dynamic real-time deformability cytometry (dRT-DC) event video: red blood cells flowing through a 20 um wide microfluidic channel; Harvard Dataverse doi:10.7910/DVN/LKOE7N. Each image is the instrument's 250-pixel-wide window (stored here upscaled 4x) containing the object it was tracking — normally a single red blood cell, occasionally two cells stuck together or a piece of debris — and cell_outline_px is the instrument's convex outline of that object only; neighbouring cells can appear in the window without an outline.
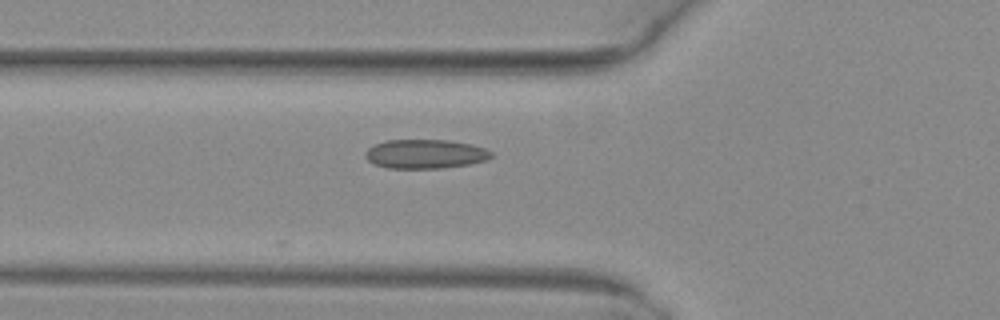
{"species": "common noctule bat (a hibernating species)", "species_latin": "Nyctalus noctula", "temperature_condition": "warm", "stored_images_in_passage": 5, "camera_frame_rate_fps": 3000, "um_per_image_px": 0.085, "animal": {"sex": "female", "body_mass_g": 29.2, "forearm_length_mm": 56.3}, "frame": {"image": 1, "passage_image": 5, "time_ms": 1.333, "image_size_px": [1000, 320], "cell_outline_px": [[492, 156], [488, 160], [468, 164], [444, 168], [388, 168], [376, 164], [368, 160], [364, 156], [364, 152], [368, 148], [376, 144], [388, 140], [448, 140], [472, 144], [484, 148], [492, 152]], "centroid_in_image_um": [36.16, 13.09], "position_along_channel_um": 89.6, "area_um2": 21.33}}